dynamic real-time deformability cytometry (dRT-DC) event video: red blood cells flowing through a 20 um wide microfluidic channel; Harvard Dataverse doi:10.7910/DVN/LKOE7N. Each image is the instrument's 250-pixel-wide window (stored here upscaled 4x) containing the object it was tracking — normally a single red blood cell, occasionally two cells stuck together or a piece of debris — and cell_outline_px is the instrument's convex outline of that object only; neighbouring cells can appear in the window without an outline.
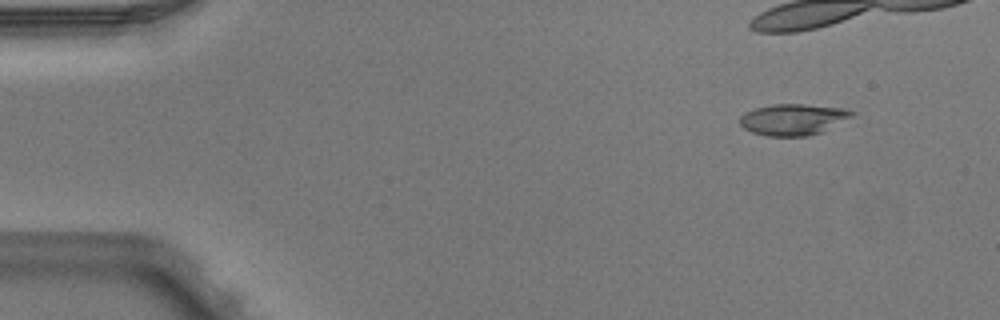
{"species": "Egyptian fruit bat (a non-hibernating species)", "species_latin": "Rousettus aegyptiacus", "temperature_condition": "warm", "stored_images_in_passage": 3, "camera_frame_rate_fps": 3000, "um_per_image_px": 0.085, "animal": {"sex": "male"}, "frame": {"image": 1, "passage_image": 3, "time_ms": 0.667, "image_size_px": [1000, 320], "cell_outline_px": [[856, 112], [852, 116], [824, 132], [808, 136], [764, 136], [752, 132], [744, 128], [740, 124], [740, 116], [744, 112], [756, 108], [772, 104], [800, 104], [844, 108]], "centroid_in_image_um": [67.41, 10.16], "position_along_channel_um": 17.6, "area_um2": 20.52}}